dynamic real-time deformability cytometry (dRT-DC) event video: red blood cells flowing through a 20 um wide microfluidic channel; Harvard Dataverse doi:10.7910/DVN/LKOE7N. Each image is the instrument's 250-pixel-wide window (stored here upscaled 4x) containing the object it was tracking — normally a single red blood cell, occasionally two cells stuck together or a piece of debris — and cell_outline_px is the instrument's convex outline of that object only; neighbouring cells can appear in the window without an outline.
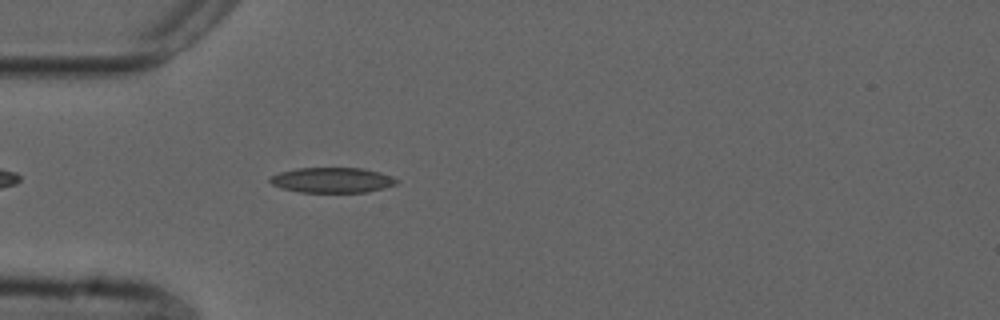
{"species": "common noctule bat (a hibernating species)", "species_latin": "Nyctalus noctula", "temperature_condition": "cold", "stored_images_in_passage": 43, "camera_frame_rate_fps": 3000, "um_per_image_px": 0.085, "animal": {"sex": "male", "forearm_length_mm": 52.5}, "frame": {"image": 1, "passage_image": 5, "time_ms": 1.333, "image_size_px": [1000, 320], "cell_outline_px": [[400, 180], [396, 184], [384, 188], [368, 192], [300, 192], [280, 188], [272, 184], [268, 180], [272, 176], [280, 172], [296, 168], [364, 168], [380, 172], [392, 176]], "centroid_in_image_um": [28.26, 15.31], "position_along_channel_um": 56.7, "area_um2": 18.73}}
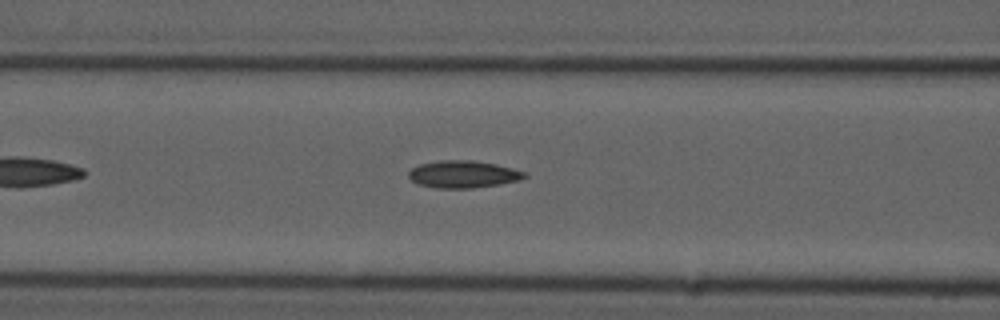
{"frame": {"image": 2, "passage_image": 11, "time_ms": 3.333, "image_size_px": [1000, 320], "cell_outline_px": [[528, 176], [520, 180], [500, 184], [472, 188], [436, 188], [416, 184], [408, 176], [408, 172], [412, 168], [420, 164], [440, 160], [472, 160], [496, 164], [528, 172]], "centroid_in_image_um": [39.39, 14.81], "position_along_channel_um": 127.2, "area_um2": 18.55}}
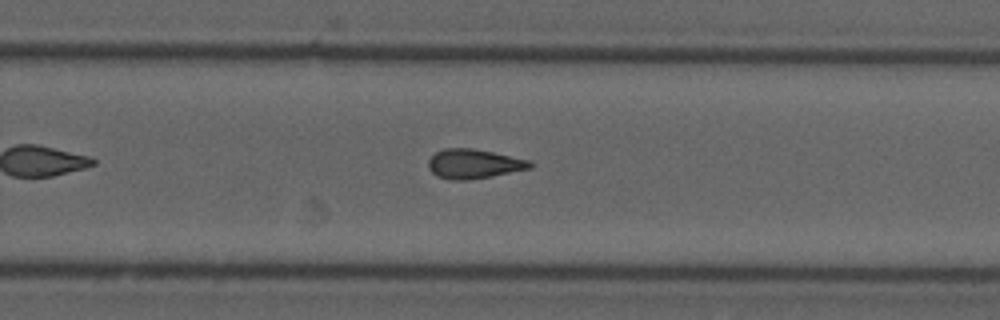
{"frame": {"image": 3, "passage_image": 24, "time_ms": 7.667, "image_size_px": [1000, 320], "cell_outline_px": [[532, 168], [492, 176], [468, 180], [452, 180], [436, 176], [428, 168], [428, 160], [436, 152], [444, 148], [472, 148], [492, 152], [528, 160], [532, 164]], "centroid_in_image_um": [40.24, 13.93], "position_along_channel_um": 289.6, "area_um2": 17.34}, "authors_computed_cell_mechanics": {"area_um2": 17.4556, "velocity_mm_per_s": 3.7595, "shape_relaxation_time_tau1_ms": null, "shape_relaxation_time_tau2_ms": 7.7682, "deformation_change_tau1": null, "deformation_change_tau2": 0.1805}}